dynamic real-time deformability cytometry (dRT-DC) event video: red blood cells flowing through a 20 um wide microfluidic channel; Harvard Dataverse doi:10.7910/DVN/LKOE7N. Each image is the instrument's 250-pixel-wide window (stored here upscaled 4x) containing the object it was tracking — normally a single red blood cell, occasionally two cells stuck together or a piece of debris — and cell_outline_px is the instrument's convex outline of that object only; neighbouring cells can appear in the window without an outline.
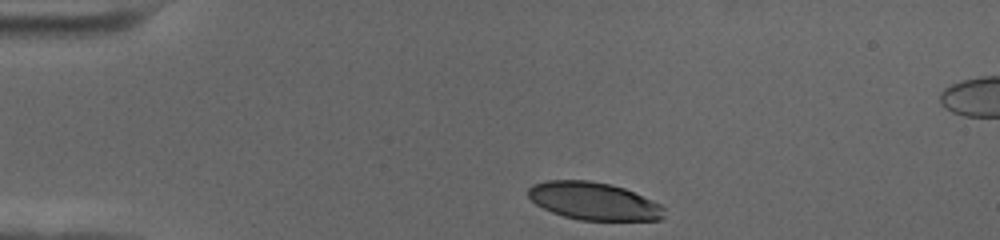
{"species": "human", "species_latin": "Homo sapiens", "temperature_condition": "cold", "stored_images_in_passage": 38, "camera_frame_rate_fps": 3000, "um_per_image_px": 0.085, "donor": {"sex": "female"}, "frame": {"image": 1, "passage_image": 1, "time_ms": 0.0, "image_size_px": [1000, 240], "cell_outline_px": [[664, 216], [660, 220], [580, 220], [564, 216], [552, 212], [536, 204], [528, 196], [528, 188], [532, 184], [548, 180], [588, 180], [612, 184], [624, 188], [660, 204], [664, 208]], "centroid_in_image_um": [50.45, 17.09], "position_along_channel_um": 34.5, "area_um2": 29.77}}
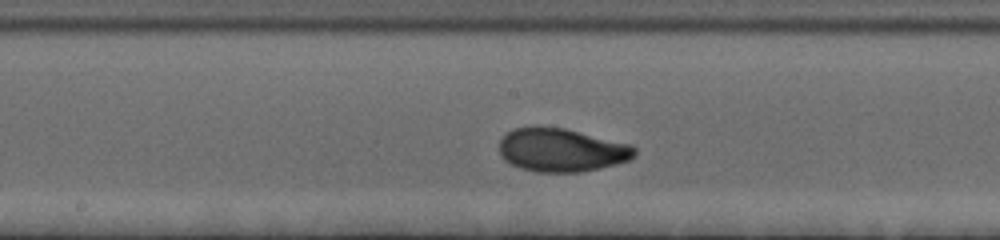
{"frame": {"image": 2, "passage_image": 20, "time_ms": 6.333, "image_size_px": [1000, 240], "cell_outline_px": [[636, 156], [628, 160], [616, 164], [600, 168], [580, 172], [536, 172], [520, 168], [504, 160], [500, 156], [500, 140], [512, 128], [536, 124], [564, 128], [632, 144], [636, 148]], "centroid_in_image_um": [47.71, 12.73], "position_along_channel_um": 200.5, "area_um2": 34.8}}
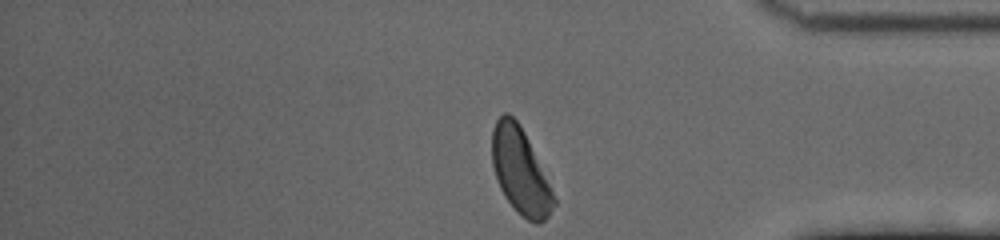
{"frame": {"image": 3, "passage_image": 38, "time_ms": 12.333, "image_size_px": [1000, 240], "cell_outline_px": [[556, 204], [548, 216], [540, 224], [536, 224], [528, 220], [516, 212], [504, 196], [500, 188], [492, 164], [492, 128], [496, 120], [504, 112], [508, 112], [520, 124], [528, 140], [556, 200]], "centroid_in_image_um": [44.2, 14.55], "position_along_channel_um": 391.0, "area_um2": 30.52}, "authors_computed_cell_mechanics": {"area_um2": 33.3795, "velocity_mm_per_s": 3.4513, "shape_relaxation_time_tau1_ms": 3.2295, "shape_relaxation_time_tau2_ms": 0.8644, "deformation_change_tau1": 0.1526, "deformation_change_tau2": 0.0486}}